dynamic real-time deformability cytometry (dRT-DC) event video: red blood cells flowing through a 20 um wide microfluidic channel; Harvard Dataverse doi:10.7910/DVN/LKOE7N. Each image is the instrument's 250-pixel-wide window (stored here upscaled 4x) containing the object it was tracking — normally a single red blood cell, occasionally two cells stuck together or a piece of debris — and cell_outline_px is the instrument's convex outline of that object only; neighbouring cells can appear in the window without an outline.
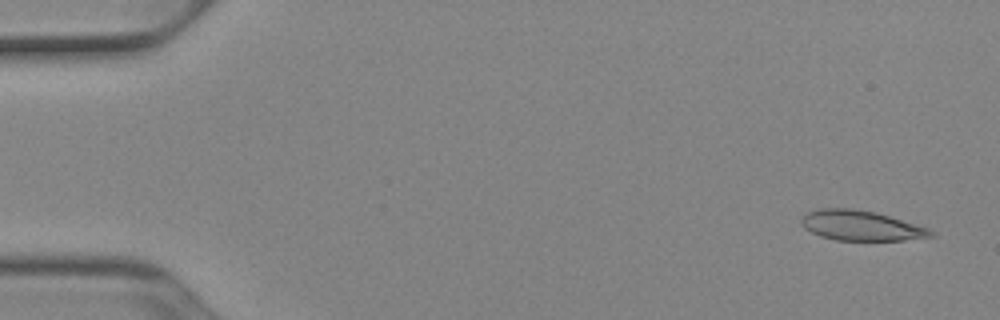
{"species": "Egyptian fruit bat (a non-hibernating species)", "species_latin": "Rousettus aegyptiacus", "temperature_condition": "cold", "stored_images_in_passage": 52, "camera_frame_rate_fps": 3000, "um_per_image_px": 0.085, "animal": {"sex": "female"}, "frame": {"image": 1, "passage_image": 3, "time_ms": 0.667, "image_size_px": [1000, 320], "cell_outline_px": [[936, 236], [904, 240], [836, 240], [820, 236], [804, 228], [800, 224], [800, 220], [808, 212], [820, 208], [848, 208], [872, 212], [888, 216], [928, 228], [936, 232]], "centroid_in_image_um": [73.17, 19.19], "position_along_channel_um": 11.8, "area_um2": 22.43}}
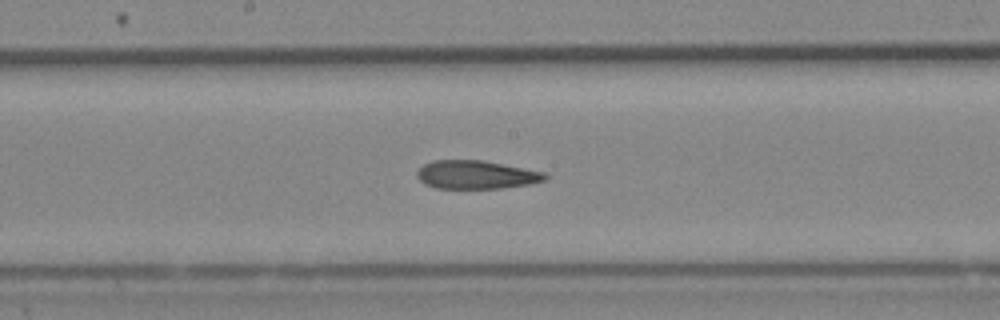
{"frame": {"image": 2, "passage_image": 28, "time_ms": 9.0, "image_size_px": [1000, 320], "cell_outline_px": [[548, 176], [544, 180], [532, 184], [500, 188], [436, 188], [424, 184], [416, 176], [416, 172], [424, 164], [432, 160], [480, 160], [544, 172]], "centroid_in_image_um": [40.44, 14.85], "position_along_channel_um": 207.8, "area_um2": 21.04}}
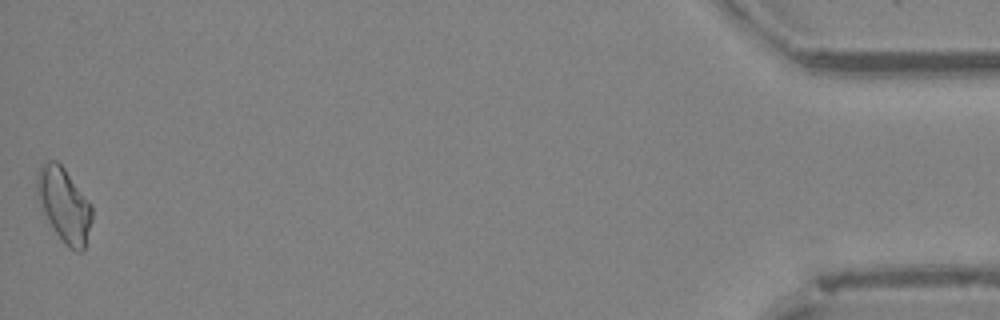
{"frame": {"image": 3, "passage_image": 52, "time_ms": 17.0, "image_size_px": [1000, 320], "cell_outline_px": [[92, 220], [84, 248], [80, 252], [76, 252], [64, 244], [48, 220], [36, 200], [36, 172], [40, 164], [48, 160], [56, 160], [64, 168], [92, 204]], "centroid_in_image_um": [5.42, 17.38], "position_along_channel_um": 429.8, "area_um2": 23.99}, "authors_computed_cell_mechanics": {"area_um2": 22.2241, "velocity_mm_per_s": 3.9229, "shape_relaxation_time_tau1_ms": null, "shape_relaxation_time_tau2_ms": 7.1823, "deformation_change_tau1": null, "deformation_change_tau2": 0.1707}}